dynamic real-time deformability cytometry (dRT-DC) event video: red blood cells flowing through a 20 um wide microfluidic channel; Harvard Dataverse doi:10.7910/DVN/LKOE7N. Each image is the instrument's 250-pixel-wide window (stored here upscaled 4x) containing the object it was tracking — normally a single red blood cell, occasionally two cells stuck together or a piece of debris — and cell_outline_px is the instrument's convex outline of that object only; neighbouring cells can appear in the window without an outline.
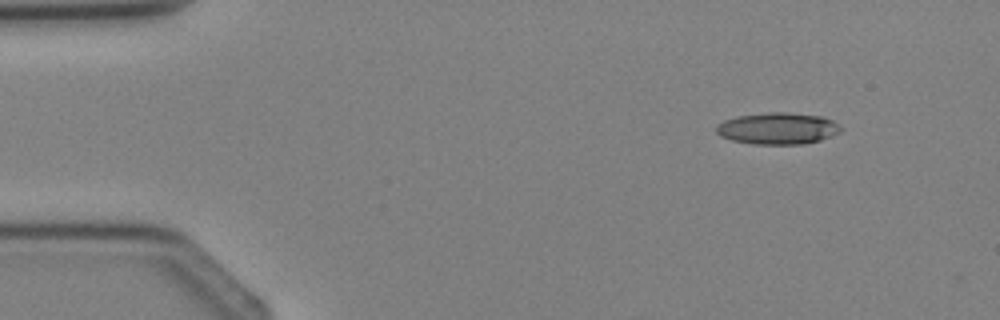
{"species": "Egyptian fruit bat (a non-hibernating species)", "species_latin": "Rousettus aegyptiacus", "temperature_condition": "cold", "stored_images_in_passage": 3, "camera_frame_rate_fps": 3000, "um_per_image_px": 0.085, "animal": {"sex": "female"}, "frame": {"image": 1, "passage_image": 1, "time_ms": 0.0, "image_size_px": [1000, 320], "cell_outline_px": [[840, 132], [820, 140], [804, 144], [752, 144], [732, 140], [720, 136], [716, 132], [716, 124], [724, 120], [736, 116], [772, 112], [788, 112], [820, 116], [832, 120], [840, 128]], "centroid_in_image_um": [66.06, 10.92], "position_along_channel_um": 18.9, "area_um2": 22.89}}
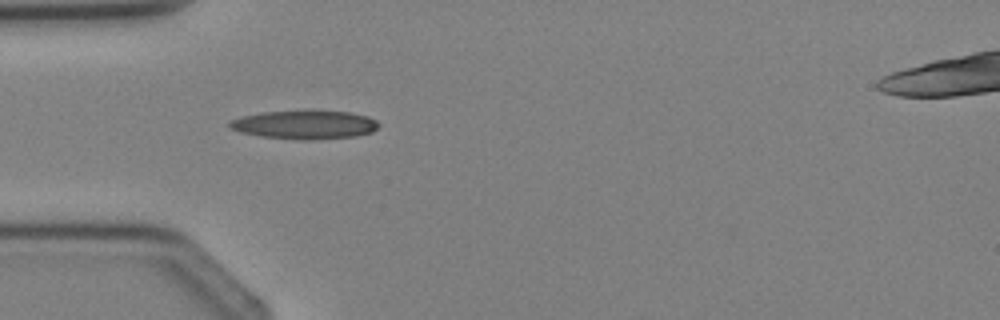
{"frame": {"image": 2, "passage_image": 3, "time_ms": 2.333, "image_size_px": [1000, 320], "cell_outline_px": [[380, 124], [372, 132], [356, 136], [304, 140], [260, 136], [240, 132], [228, 128], [228, 120], [240, 116], [260, 112], [304, 108], [308, 108], [348, 112], [368, 116], [376, 120]], "centroid_in_image_um": [25.84, 10.55], "position_along_channel_um": 59.2, "area_um2": 25.84}}